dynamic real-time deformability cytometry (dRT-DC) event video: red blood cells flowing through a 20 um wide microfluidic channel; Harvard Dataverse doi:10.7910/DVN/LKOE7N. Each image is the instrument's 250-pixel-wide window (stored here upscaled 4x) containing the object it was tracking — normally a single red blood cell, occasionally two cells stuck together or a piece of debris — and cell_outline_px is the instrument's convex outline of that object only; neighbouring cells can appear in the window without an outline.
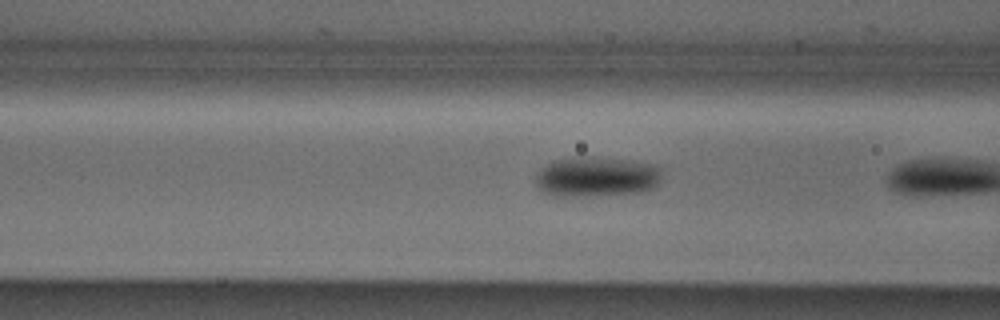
{"species": "Egyptian fruit bat (a non-hibernating species)", "species_latin": "Rousettus aegyptiacus", "temperature_condition": "cold", "stored_images_in_passage": 19, "camera_frame_rate_fps": 3000, "um_per_image_px": 0.085, "animal": {"sex": "male"}, "frame": {"image": 1, "passage_image": 18, "time_ms": 5.667, "image_size_px": [1000, 320], "cell_outline_px": [[660, 184], [652, 188], [640, 192], [576, 196], [552, 196], [544, 192], [536, 184], [536, 176], [540, 168], [556, 160], [592, 156], [628, 160], [656, 164], [660, 168]], "centroid_in_image_um": [50.73, 15.02], "position_along_channel_um": 115.9, "area_um2": 29.3}}